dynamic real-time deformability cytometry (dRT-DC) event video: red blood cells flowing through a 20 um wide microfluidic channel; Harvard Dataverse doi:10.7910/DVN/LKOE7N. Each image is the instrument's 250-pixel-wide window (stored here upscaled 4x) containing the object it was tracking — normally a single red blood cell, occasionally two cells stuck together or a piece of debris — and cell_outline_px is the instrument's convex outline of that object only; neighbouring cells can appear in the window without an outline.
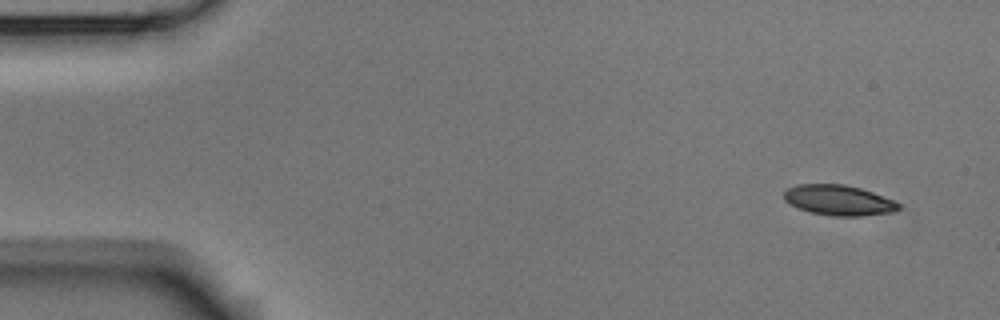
{"species": "Egyptian fruit bat (a non-hibernating species)", "species_latin": "Rousettus aegyptiacus", "temperature_condition": "room temperature", "stored_images_in_passage": 5, "segment_of_instrument_passage": [1, 2], "camera_frame_rate_fps": 3000, "um_per_image_px": 0.085, "animal": {"sex": "male"}, "frame": {"image": 1, "passage_image": 1, "time_ms": 0.0, "image_size_px": [1000, 320], "cell_outline_px": [[900, 208], [896, 212], [860, 216], [832, 216], [812, 212], [800, 208], [784, 200], [784, 192], [788, 188], [800, 184], [844, 184], [860, 188], [872, 192], [892, 200], [900, 204]], "centroid_in_image_um": [71.32, 17.02], "position_along_channel_um": 13.7, "area_um2": 20.06}}
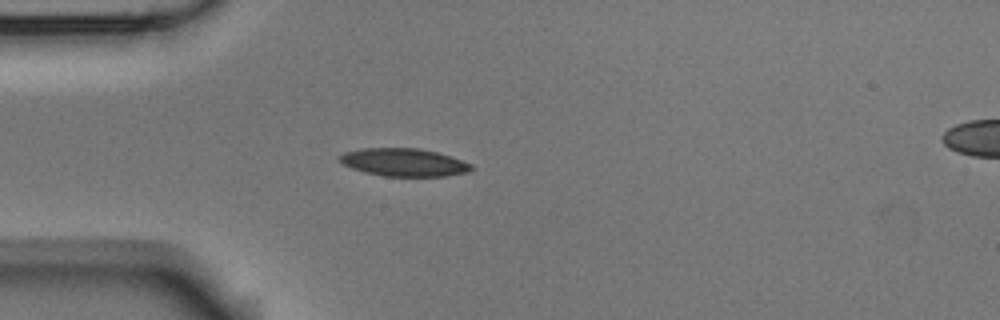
{"frame": {"image": 2, "passage_image": 4, "time_ms": 1.0, "image_size_px": [1000, 320], "cell_outline_px": [[472, 168], [468, 172], [448, 176], [384, 176], [364, 172], [352, 168], [344, 164], [336, 156], [344, 152], [360, 148], [420, 148], [452, 156], [472, 164]], "centroid_in_image_um": [34.32, 13.79], "position_along_channel_um": 50.7, "area_um2": 21.5}}